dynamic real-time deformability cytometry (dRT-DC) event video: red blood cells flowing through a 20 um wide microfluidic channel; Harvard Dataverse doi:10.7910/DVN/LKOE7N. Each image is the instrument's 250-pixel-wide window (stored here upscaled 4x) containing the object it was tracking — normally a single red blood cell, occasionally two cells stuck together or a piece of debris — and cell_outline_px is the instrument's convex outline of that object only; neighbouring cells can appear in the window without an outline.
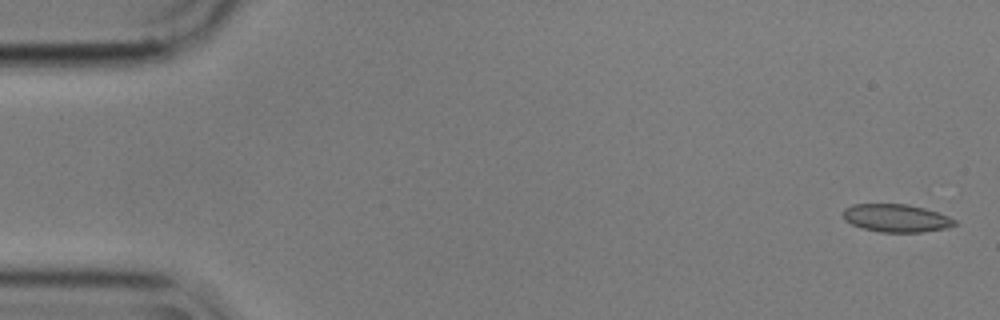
{"species": "common noctule bat (a hibernating species)", "species_latin": "Nyctalus noctula", "temperature_condition": "cold", "stored_images_in_passage": 5, "camera_frame_rate_fps": 3000, "um_per_image_px": 0.085, "animal": {"sex": "male", "body_mass_g": 17.9}, "frame": {"image": 1, "passage_image": 1, "time_ms": 0.0, "image_size_px": [1000, 320], "cell_outline_px": [[956, 224], [948, 228], [920, 232], [880, 232], [864, 228], [852, 224], [844, 220], [844, 208], [852, 204], [908, 204], [924, 208], [948, 216], [956, 220]], "centroid_in_image_um": [76.18, 18.53], "position_along_channel_um": 8.8, "area_um2": 18.03}}
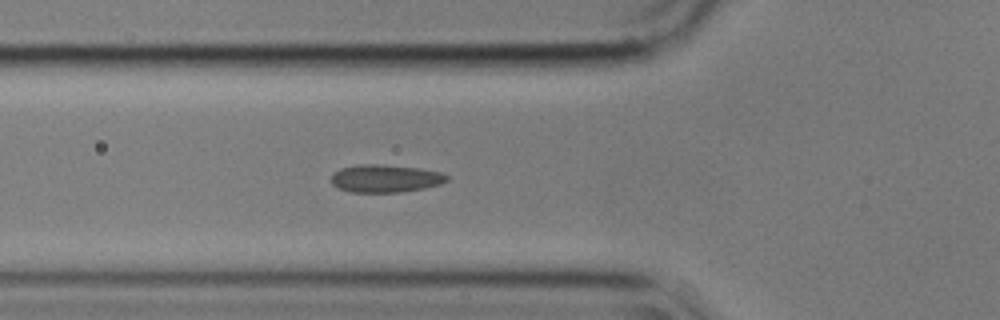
{"frame": {"image": 2, "passage_image": 5, "time_ms": 1.333, "image_size_px": [1000, 320], "cell_outline_px": [[448, 180], [440, 184], [424, 188], [400, 192], [352, 192], [340, 188], [332, 184], [332, 172], [340, 168], [360, 164], [376, 164], [420, 168], [440, 172], [448, 176]], "centroid_in_image_um": [32.75, 15.16], "position_along_channel_um": 93.1, "area_um2": 18.61}}